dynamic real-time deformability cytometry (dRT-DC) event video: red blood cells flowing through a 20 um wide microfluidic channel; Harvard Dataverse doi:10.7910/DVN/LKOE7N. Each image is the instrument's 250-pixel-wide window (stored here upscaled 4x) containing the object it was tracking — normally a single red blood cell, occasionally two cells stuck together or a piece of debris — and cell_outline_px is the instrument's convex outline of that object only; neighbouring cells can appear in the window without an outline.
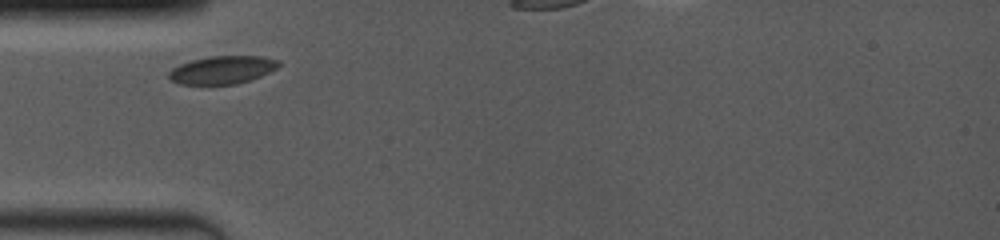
{"species": "common noctule bat (a hibernating species)", "species_latin": "Nyctalus noctula", "temperature_condition": "room temperature", "stored_images_in_passage": 2, "camera_frame_rate_fps": 4000, "um_per_image_px": 0.085, "animal": {"sex": "female", "body_mass_g": 19.0, "forearm_length_mm": 53.3}, "frame": {"image": 1, "passage_image": 1, "time_ms": 0.0, "image_size_px": [1000, 240], "cell_outline_px": [[280, 64], [276, 68], [260, 76], [236, 84], [180, 84], [172, 80], [168, 76], [168, 72], [172, 68], [180, 64], [192, 60], [208, 56], [264, 56], [280, 60]], "centroid_in_image_um": [18.9, 5.93], "position_along_channel_um": 66.1, "area_um2": 17.8}}